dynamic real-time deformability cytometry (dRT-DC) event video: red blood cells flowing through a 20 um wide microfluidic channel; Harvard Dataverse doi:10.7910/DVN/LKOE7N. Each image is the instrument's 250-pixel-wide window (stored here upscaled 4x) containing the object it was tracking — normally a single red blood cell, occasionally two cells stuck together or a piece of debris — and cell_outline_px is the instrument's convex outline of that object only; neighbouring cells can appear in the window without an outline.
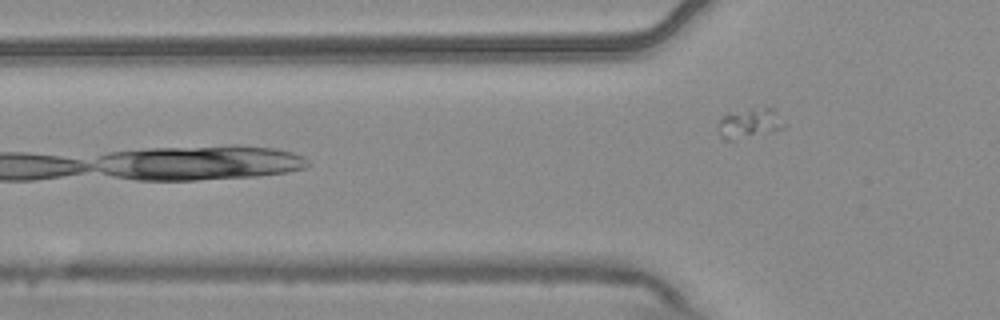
{"species": "common noctule bat (a hibernating species)", "species_latin": "Nyctalus noctula", "temperature_condition": "warm", "stored_images_in_passage": 4, "camera_frame_rate_fps": 3000, "um_per_image_px": 0.085, "animal": {"sex": "male", "body_mass_g": 20.4}, "frame": {"image": 1, "passage_image": 4, "time_ms": 1.0, "image_size_px": [1000, 320], "cell_outline_px": [[788, 124], [784, 128], [732, 140], [724, 140], [720, 136], [720, 120], [724, 116], [764, 108], [772, 108]], "centroid_in_image_um": [63.79, 10.52], "position_along_channel_um": 62.0, "area_um2": 10.64}}